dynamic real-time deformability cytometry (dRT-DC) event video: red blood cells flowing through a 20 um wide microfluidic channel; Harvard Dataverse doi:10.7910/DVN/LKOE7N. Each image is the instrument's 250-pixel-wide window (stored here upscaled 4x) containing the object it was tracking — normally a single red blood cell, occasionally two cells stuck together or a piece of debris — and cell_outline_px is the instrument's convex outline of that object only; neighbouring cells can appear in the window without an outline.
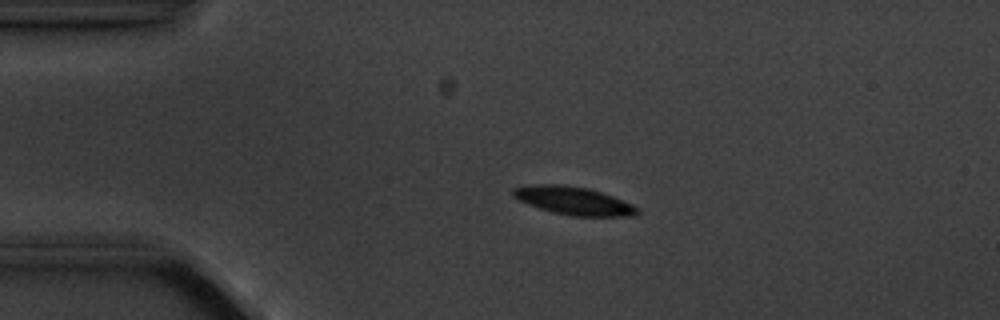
{"species": "common noctule bat (a hibernating species)", "species_latin": "Nyctalus noctula", "temperature_condition": "cold", "stored_images_in_passage": 5, "camera_frame_rate_fps": 3000, "um_per_image_px": 0.085, "animal": {"sex": "male", "body_mass_g": 20.1, "forearm_length_mm": 53.5}, "frame": {"image": 1, "passage_image": 4, "time_ms": 3.667, "image_size_px": [1000, 320], "cell_outline_px": [[640, 212], [632, 216], [572, 216], [552, 212], [528, 204], [512, 196], [512, 188], [536, 184], [564, 184], [588, 188], [612, 196], [632, 204], [640, 208]], "centroid_in_image_um": [48.76, 17.06], "position_along_channel_um": 36.2, "area_um2": 20.29}}